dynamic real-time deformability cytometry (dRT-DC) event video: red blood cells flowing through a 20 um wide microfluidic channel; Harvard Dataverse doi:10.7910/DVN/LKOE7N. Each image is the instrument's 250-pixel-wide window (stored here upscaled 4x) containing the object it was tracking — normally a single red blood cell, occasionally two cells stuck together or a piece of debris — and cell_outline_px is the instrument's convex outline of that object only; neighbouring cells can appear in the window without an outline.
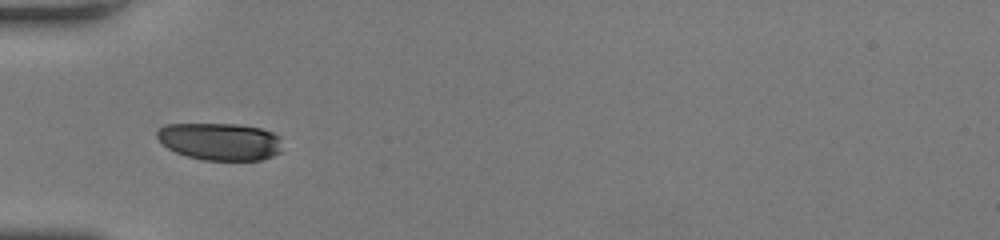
{"species": "human", "species_latin": "Homo sapiens", "temperature_condition": "room temperature", "stored_images_in_passage": 36, "camera_frame_rate_fps": 3000, "um_per_image_px": 0.085, "donor": {"sex": "female"}, "frame": {"image": 1, "passage_image": 1, "time_ms": 0.0, "image_size_px": [1000, 240], "cell_outline_px": [[280, 152], [272, 156], [260, 160], [204, 160], [188, 156], [176, 152], [168, 148], [156, 136], [156, 132], [164, 124], [236, 124], [260, 128], [272, 132], [280, 136]], "centroid_in_image_um": [18.7, 12.02], "position_along_channel_um": 66.3, "area_um2": 27.17}}
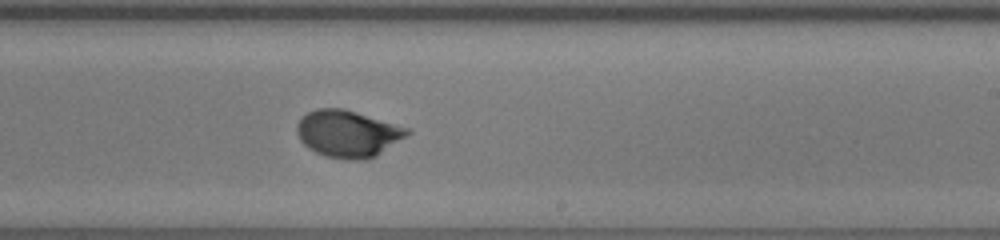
{"frame": {"image": 2, "passage_image": 16, "time_ms": 5.0, "image_size_px": [1000, 240], "cell_outline_px": [[412, 132], [376, 156], [364, 160], [348, 160], [324, 156], [308, 148], [300, 140], [296, 132], [296, 124], [300, 116], [316, 108], [344, 108], [408, 128]], "centroid_in_image_um": [29.52, 11.36], "position_along_channel_um": 259.5, "area_um2": 30.29}}
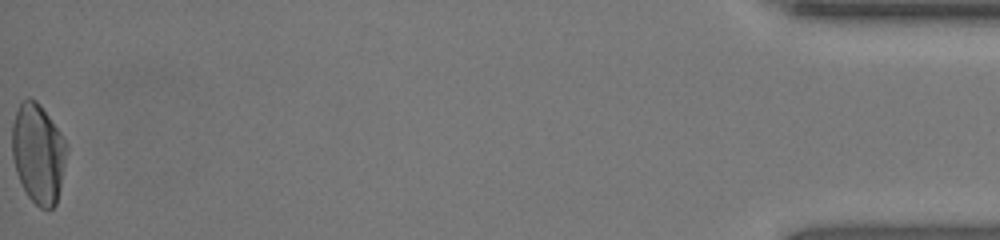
{"frame": {"image": 3, "passage_image": 36, "time_ms": 11.667, "image_size_px": [1000, 240], "cell_outline_px": [[68, 148], [60, 188], [56, 204], [52, 208], [40, 208], [28, 196], [16, 172], [12, 156], [12, 124], [20, 100], [28, 96], [36, 100], [40, 104], [60, 132], [68, 144]], "centroid_in_image_um": [3.24, 13.0], "position_along_channel_um": 432.0, "area_um2": 31.79}, "authors_computed_cell_mechanics": {"area_um2": 29.8826, "velocity_mm_per_s": 3.9377, "shape_relaxation_time_tau1_ms": 3.6336, "shape_relaxation_time_tau2_ms": null, "deformation_change_tau1": 0.1577, "deformation_change_tau2": null}}